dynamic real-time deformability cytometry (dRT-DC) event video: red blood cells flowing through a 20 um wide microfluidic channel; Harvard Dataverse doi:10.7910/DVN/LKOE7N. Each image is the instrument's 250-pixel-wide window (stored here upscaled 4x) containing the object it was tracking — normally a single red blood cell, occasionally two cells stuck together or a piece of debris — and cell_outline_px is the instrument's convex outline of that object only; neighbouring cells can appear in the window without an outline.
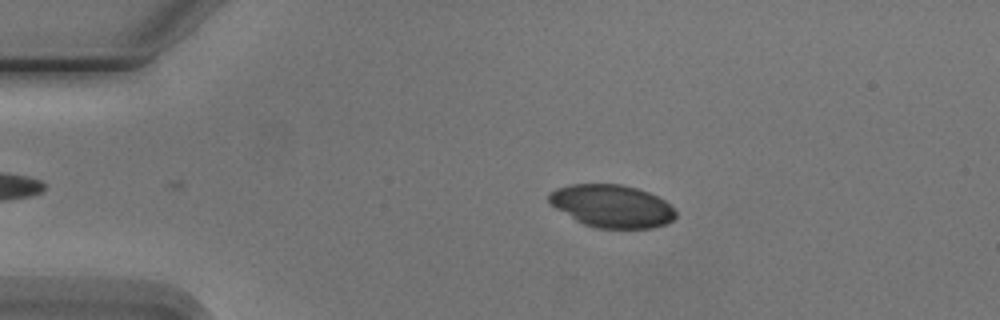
{"species": "Egyptian fruit bat (a non-hibernating species)", "species_latin": "Rousettus aegyptiacus", "temperature_condition": "cold", "stored_images_in_passage": 8, "camera_frame_rate_fps": 3000, "um_per_image_px": 0.085, "animal": {"sex": "male"}, "frame": {"image": 1, "passage_image": 2, "time_ms": 1.333, "image_size_px": [1000, 320], "cell_outline_px": [[676, 216], [668, 224], [652, 228], [596, 228], [584, 224], [576, 220], [556, 208], [548, 200], [548, 196], [556, 188], [572, 184], [620, 184], [636, 188], [648, 192], [664, 200], [676, 212]], "centroid_in_image_um": [52.02, 17.52], "position_along_channel_um": 33.0, "area_um2": 31.33}}